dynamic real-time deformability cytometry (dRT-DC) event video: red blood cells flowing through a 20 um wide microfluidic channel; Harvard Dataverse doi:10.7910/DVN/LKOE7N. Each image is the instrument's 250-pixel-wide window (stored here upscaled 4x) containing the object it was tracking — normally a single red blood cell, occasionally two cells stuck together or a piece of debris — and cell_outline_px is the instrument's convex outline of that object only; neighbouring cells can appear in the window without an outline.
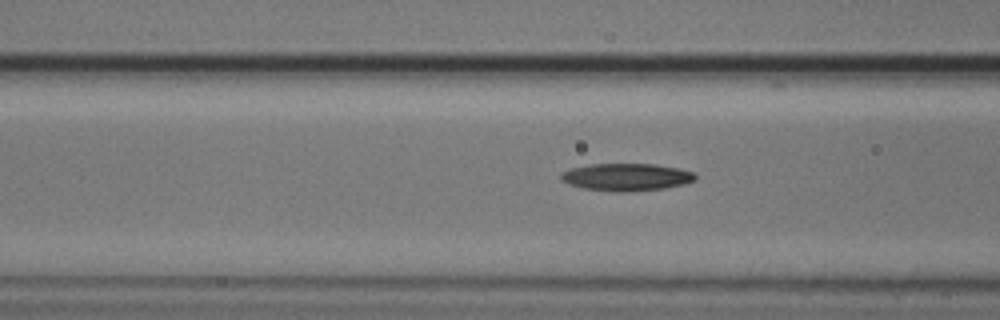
{"species": "common noctule bat (a hibernating species)", "species_latin": "Nyctalus noctula", "temperature_condition": "cold", "stored_images_in_passage": 28, "camera_frame_rate_fps": 3000, "um_per_image_px": 0.085, "animal": {"sex": "male", "body_mass_g": 20.5, "forearm_length_mm": 52.5}, "frame": {"image": 1, "passage_image": 5, "time_ms": 1.333, "image_size_px": [1000, 320], "cell_outline_px": [[696, 180], [684, 184], [664, 188], [628, 192], [620, 192], [584, 188], [560, 180], [560, 172], [572, 168], [588, 164], [656, 164], [680, 168], [692, 172], [696, 176]], "centroid_in_image_um": [53.26, 15.04], "position_along_channel_um": 113.3, "area_um2": 21.44}}
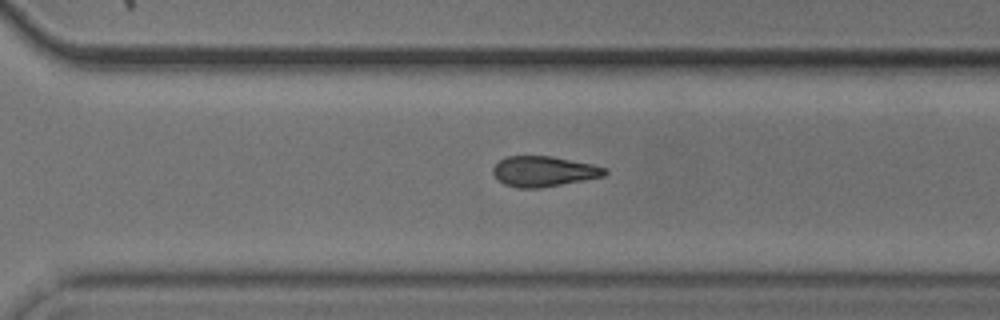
{"frame": {"image": 2, "passage_image": 22, "time_ms": 7.0, "image_size_px": [1000, 320], "cell_outline_px": [[608, 172], [604, 176], [584, 180], [540, 188], [516, 188], [504, 184], [492, 172], [492, 168], [504, 156], [552, 156], [592, 164], [604, 168]], "centroid_in_image_um": [46.2, 14.56], "position_along_channel_um": 324.4, "area_um2": 19.71}}
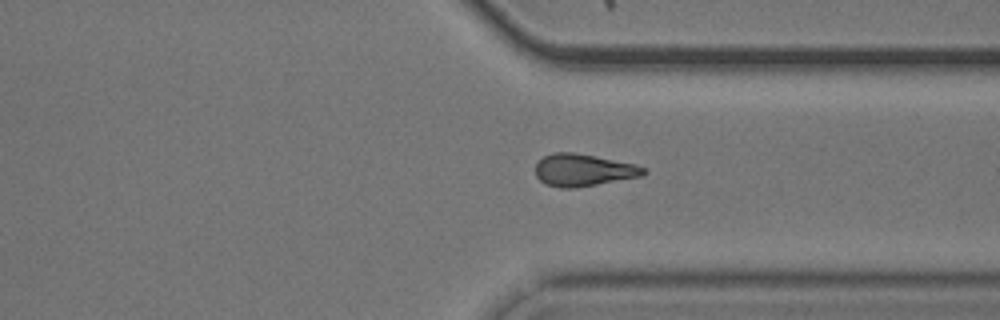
{"frame": {"image": 3, "passage_image": 25, "time_ms": 8.0, "image_size_px": [1000, 320], "cell_outline_px": [[648, 172], [640, 176], [596, 184], [572, 188], [560, 188], [544, 184], [536, 176], [536, 164], [544, 156], [552, 152], [572, 152], [636, 164], [644, 168]], "centroid_in_image_um": [49.55, 14.45], "position_along_channel_um": 361.9, "area_um2": 20.06}}